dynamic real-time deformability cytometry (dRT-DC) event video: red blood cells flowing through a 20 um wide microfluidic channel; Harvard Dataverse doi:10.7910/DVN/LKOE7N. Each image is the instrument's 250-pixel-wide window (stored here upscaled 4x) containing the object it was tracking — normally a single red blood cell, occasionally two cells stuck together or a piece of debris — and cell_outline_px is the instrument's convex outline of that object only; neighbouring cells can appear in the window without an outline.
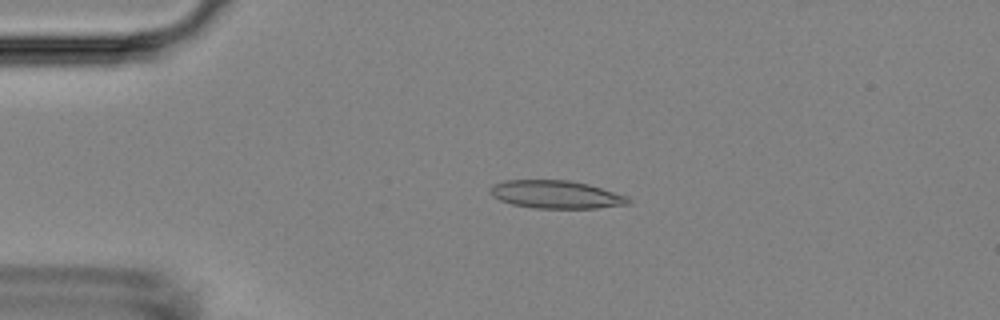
{"species": "Egyptian fruit bat (a non-hibernating species)", "species_latin": "Rousettus aegyptiacus", "temperature_condition": "room temperature", "stored_images_in_passage": 53, "camera_frame_rate_fps": 3000, "um_per_image_px": 0.085, "animal": {"sex": "female"}, "frame": {"image": 1, "passage_image": 12, "time_ms": 3.667, "image_size_px": [1000, 320], "cell_outline_px": [[632, 200], [628, 204], [596, 208], [532, 208], [512, 204], [500, 200], [492, 196], [492, 188], [496, 184], [504, 180], [568, 180], [588, 184], [628, 196]], "centroid_in_image_um": [47.3, 16.53], "position_along_channel_um": 37.7, "area_um2": 22.31}}
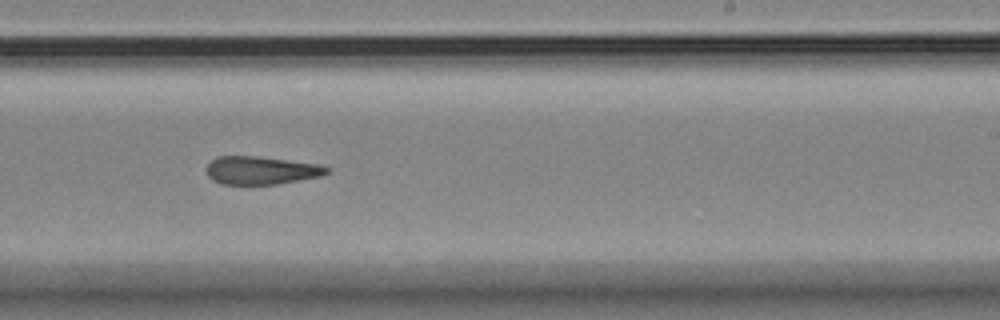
{"frame": {"image": 2, "passage_image": 33, "time_ms": 10.667, "image_size_px": [1000, 320], "cell_outline_px": [[328, 172], [320, 176], [276, 184], [220, 184], [212, 180], [208, 176], [208, 164], [216, 156], [256, 156], [320, 164], [328, 168]], "centroid_in_image_um": [22.17, 14.48], "position_along_channel_um": 266.8, "area_um2": 19.48}}
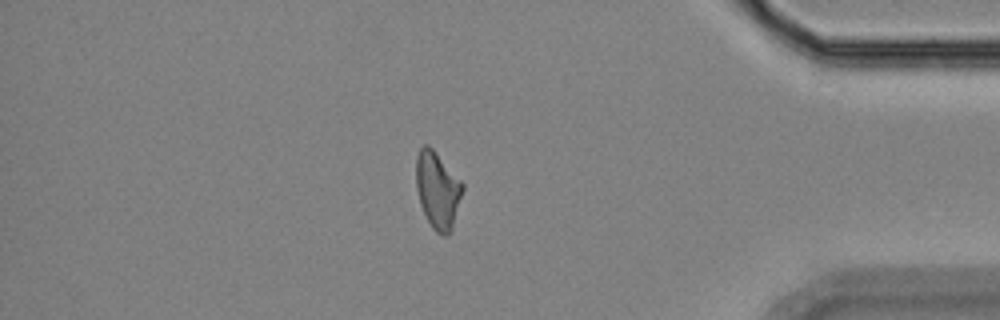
{"frame": {"image": 3, "passage_image": 46, "time_ms": 15.0, "image_size_px": [1000, 320], "cell_outline_px": [[464, 188], [452, 228], [448, 236], [444, 236], [436, 232], [432, 228], [420, 204], [416, 188], [416, 156], [420, 148], [424, 144], [428, 144], [432, 148], [464, 184]], "centroid_in_image_um": [37.19, 16.15], "position_along_channel_um": 398.0, "area_um2": 20.75}, "authors_computed_cell_mechanics": {"area_um2": 20.6346, "velocity_mm_per_s": 3.7313, "shape_relaxation_time_tau1_ms": null, "shape_relaxation_time_tau2_ms": 3.3225, "deformation_change_tau1": null, "deformation_change_tau2": 0.1387}}